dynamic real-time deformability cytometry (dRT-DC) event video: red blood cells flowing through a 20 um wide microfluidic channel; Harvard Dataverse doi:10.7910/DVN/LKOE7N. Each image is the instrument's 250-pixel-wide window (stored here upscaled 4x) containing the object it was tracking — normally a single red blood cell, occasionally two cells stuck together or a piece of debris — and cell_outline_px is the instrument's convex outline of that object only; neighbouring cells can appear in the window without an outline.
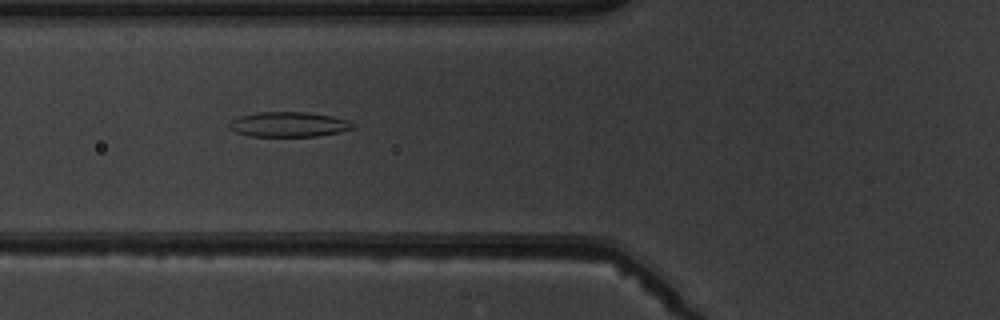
{"species": "common noctule bat (a hibernating species)", "species_latin": "Nyctalus noctula", "temperature_condition": "warm", "stored_images_in_passage": 9, "camera_frame_rate_fps": 3000, "um_per_image_px": 0.085, "animal": {"sex": "male", "body_mass_g": 19.5, "forearm_length_mm": 54.6}, "frame": {"image": 1, "passage_image": 6, "time_ms": 5.667, "image_size_px": [1000, 320], "cell_outline_px": [[352, 128], [340, 132], [316, 136], [248, 136], [236, 132], [228, 128], [228, 124], [232, 120], [240, 116], [260, 112], [304, 112], [332, 116], [348, 120], [352, 124]], "centroid_in_image_um": [24.5, 10.58], "position_along_channel_um": 101.3, "area_um2": 17.8}}
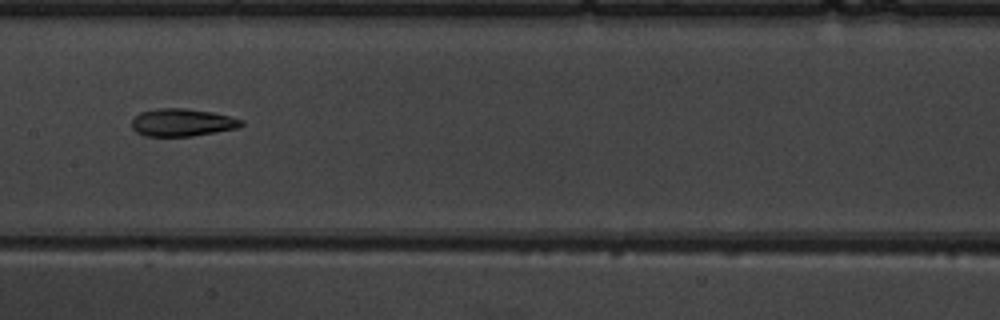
{"frame": {"image": 2, "passage_image": 8, "time_ms": 8.0, "image_size_px": [1000, 320], "cell_outline_px": [[244, 124], [236, 128], [216, 132], [192, 136], [144, 136], [136, 132], [132, 128], [132, 120], [140, 112], [160, 108], [184, 108], [212, 112], [244, 120]], "centroid_in_image_um": [15.47, 10.41], "position_along_channel_um": 191.9, "area_um2": 17.57}}
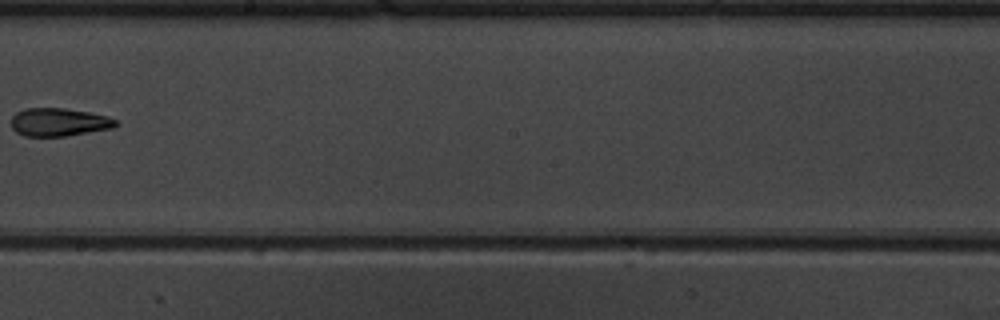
{"frame": {"image": 3, "passage_image": 9, "time_ms": 9.333, "image_size_px": [1000, 320], "cell_outline_px": [[120, 124], [112, 128], [64, 136], [24, 136], [16, 132], [12, 128], [12, 116], [16, 112], [24, 108], [64, 108], [88, 112], [108, 116], [116, 120]], "centroid_in_image_um": [5.0, 10.37], "position_along_channel_um": 243.2, "area_um2": 17.11}}